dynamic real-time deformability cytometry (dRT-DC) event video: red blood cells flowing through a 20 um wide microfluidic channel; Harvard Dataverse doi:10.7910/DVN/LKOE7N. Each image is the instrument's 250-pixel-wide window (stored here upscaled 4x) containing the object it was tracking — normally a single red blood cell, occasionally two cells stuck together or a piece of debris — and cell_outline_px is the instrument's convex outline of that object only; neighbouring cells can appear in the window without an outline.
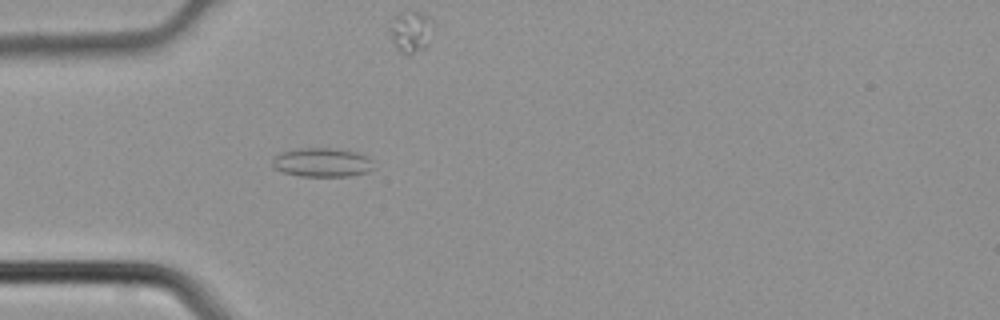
{"species": "common noctule bat (a hibernating species)", "species_latin": "Nyctalus noctula", "temperature_condition": "cold", "stored_images_in_passage": 3, "camera_frame_rate_fps": 3000, "um_per_image_px": 0.085, "animal": {"sex": "male", "body_mass_g": 21.5, "forearm_length_mm": 52.0}, "frame": {"image": 1, "passage_image": 3, "time_ms": 0.667, "image_size_px": [1000, 320], "cell_outline_px": [[376, 168], [368, 172], [352, 176], [300, 176], [284, 172], [272, 168], [272, 156], [280, 152], [296, 148], [332, 148], [360, 152], [368, 156], [372, 160]], "centroid_in_image_um": [27.4, 13.8], "position_along_channel_um": 57.6, "area_um2": 17.63}}